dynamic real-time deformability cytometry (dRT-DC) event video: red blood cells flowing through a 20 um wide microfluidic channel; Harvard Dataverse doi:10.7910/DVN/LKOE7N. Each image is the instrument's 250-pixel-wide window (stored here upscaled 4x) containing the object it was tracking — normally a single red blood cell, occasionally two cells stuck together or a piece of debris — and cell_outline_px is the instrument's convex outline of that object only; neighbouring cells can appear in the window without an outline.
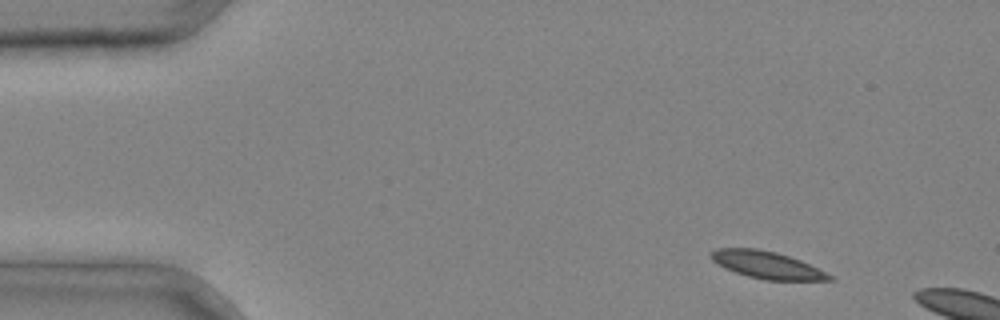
{"species": "common noctule bat (a hibernating species)", "species_latin": "Nyctalus noctula", "temperature_condition": "cold", "stored_images_in_passage": 3, "camera_frame_rate_fps": 3000, "um_per_image_px": 0.085, "animal": {"sex": "male", "body_mass_g": 20.4}, "frame": {"image": 1, "passage_image": 1, "time_ms": 0.0, "image_size_px": [1000, 320], "cell_outline_px": [[836, 280], [764, 280], [748, 276], [724, 268], [712, 260], [712, 252], [716, 248], [756, 248], [776, 252], [800, 260], [832, 276]], "centroid_in_image_um": [65.17, 22.52], "position_along_channel_um": 19.8, "area_um2": 18.44}}